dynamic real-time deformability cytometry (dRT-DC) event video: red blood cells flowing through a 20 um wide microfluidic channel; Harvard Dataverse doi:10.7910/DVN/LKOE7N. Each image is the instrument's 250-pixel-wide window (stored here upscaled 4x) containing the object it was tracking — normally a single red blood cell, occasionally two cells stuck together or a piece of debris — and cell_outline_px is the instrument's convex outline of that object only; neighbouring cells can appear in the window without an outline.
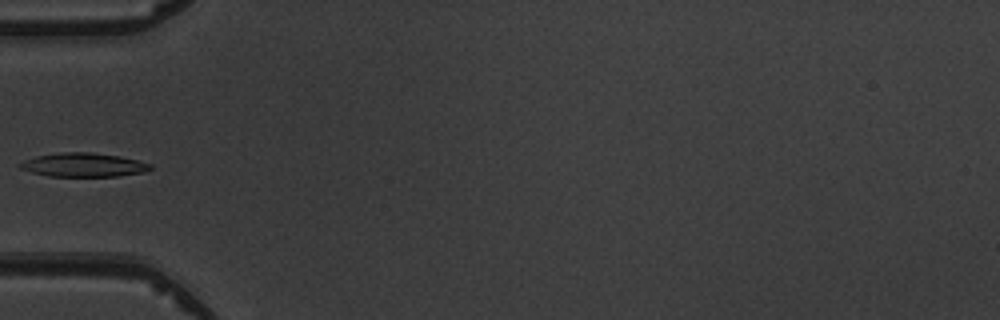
{"species": "common noctule bat (a hibernating species)", "species_latin": "Nyctalus noctula", "temperature_condition": "warm", "stored_images_in_passage": 6, "camera_frame_rate_fps": 3000, "um_per_image_px": 0.085, "animal": {"sex": "male", "body_mass_g": 19.5, "forearm_length_mm": 54.6}, "frame": {"image": 1, "passage_image": 4, "time_ms": 3.667, "image_size_px": [1000, 320], "cell_outline_px": [[152, 168], [144, 172], [116, 176], [48, 176], [32, 172], [20, 168], [16, 164], [24, 160], [36, 156], [64, 152], [92, 152], [120, 156], [152, 164]], "centroid_in_image_um": [7.08, 14.01], "position_along_channel_um": 77.9, "area_um2": 18.03}}
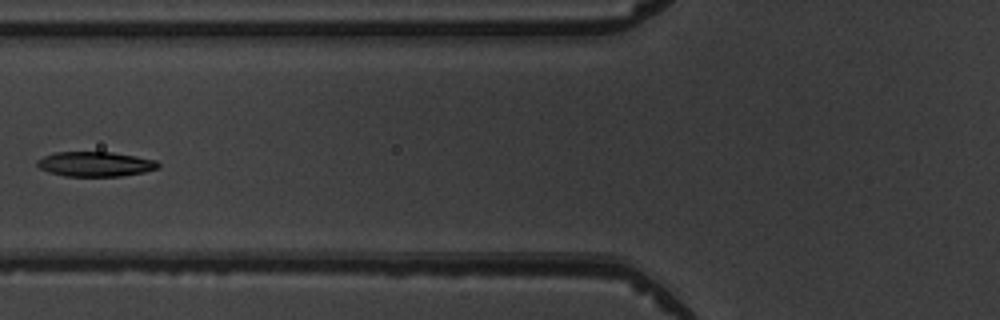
{"frame": {"image": 2, "passage_image": 5, "time_ms": 4.667, "image_size_px": [1000, 320], "cell_outline_px": [[160, 168], [144, 172], [120, 176], [64, 176], [48, 172], [40, 168], [36, 164], [36, 160], [44, 156], [56, 152], [112, 152], [136, 156], [156, 160], [160, 164]], "centroid_in_image_um": [8.11, 13.94], "position_along_channel_um": 117.7, "area_um2": 17.57}}
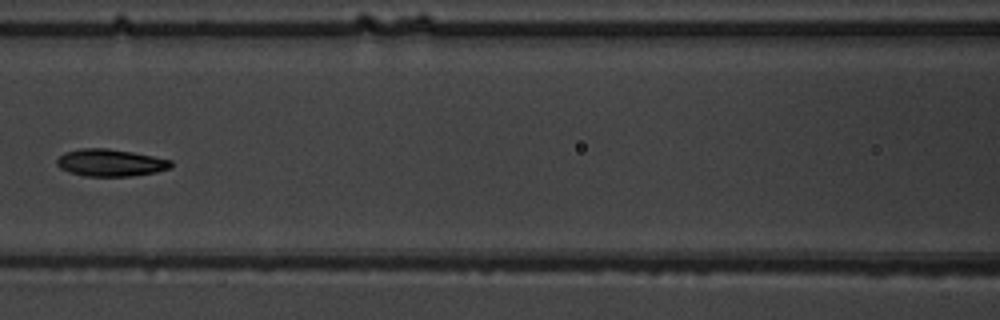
{"frame": {"image": 3, "passage_image": 6, "time_ms": 5.667, "image_size_px": [1000, 320], "cell_outline_px": [[172, 168], [156, 172], [132, 176], [84, 176], [68, 172], [60, 168], [56, 164], [56, 160], [64, 152], [80, 148], [108, 148], [132, 152], [172, 160]], "centroid_in_image_um": [9.38, 13.83], "position_along_channel_um": 157.2, "area_um2": 18.21}}